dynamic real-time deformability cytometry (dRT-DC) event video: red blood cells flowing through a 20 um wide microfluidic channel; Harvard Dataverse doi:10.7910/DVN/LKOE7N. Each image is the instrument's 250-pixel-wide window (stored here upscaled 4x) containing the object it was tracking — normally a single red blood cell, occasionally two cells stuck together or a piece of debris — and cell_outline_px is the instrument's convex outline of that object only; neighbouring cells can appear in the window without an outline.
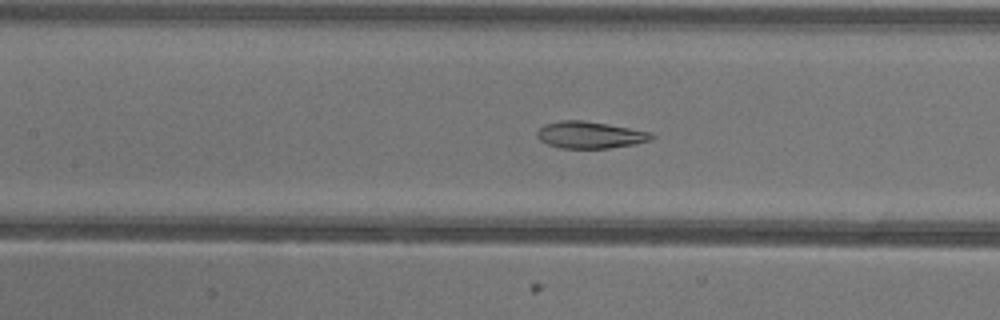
{"species": "common noctule bat (a hibernating species)", "species_latin": "Nyctalus noctula", "temperature_condition": "warm", "stored_images_in_passage": 52, "camera_frame_rate_fps": 3000, "um_per_image_px": 0.085, "animal": {"sex": "female"}, "frame": {"image": 1, "passage_image": 23, "time_ms": 7.333, "image_size_px": [1000, 320], "cell_outline_px": [[656, 136], [652, 140], [636, 144], [608, 148], [560, 148], [548, 144], [540, 140], [536, 136], [536, 132], [544, 124], [560, 120], [584, 120], [608, 124], [652, 132]], "centroid_in_image_um": [50.17, 11.46], "position_along_channel_um": 157.2, "area_um2": 18.09}}
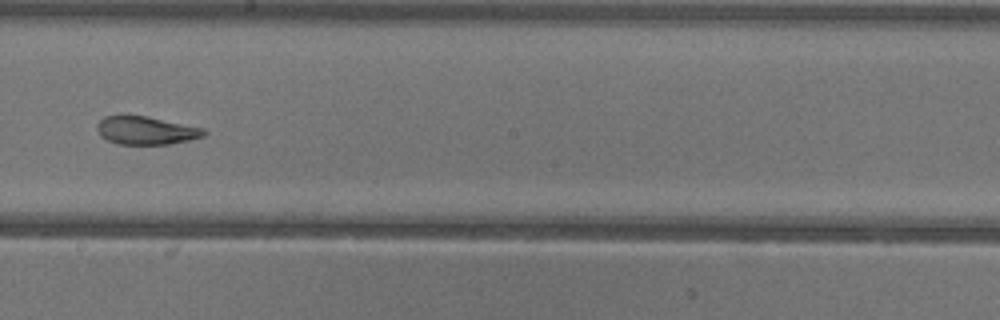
{"frame": {"image": 2, "passage_image": 29, "time_ms": 9.333, "image_size_px": [1000, 320], "cell_outline_px": [[208, 132], [204, 136], [188, 140], [168, 144], [120, 144], [108, 140], [100, 136], [96, 128], [96, 124], [104, 116], [120, 112], [124, 112], [148, 116], [204, 128]], "centroid_in_image_um": [12.35, 11.03], "position_along_channel_um": 235.9, "area_um2": 18.15}}
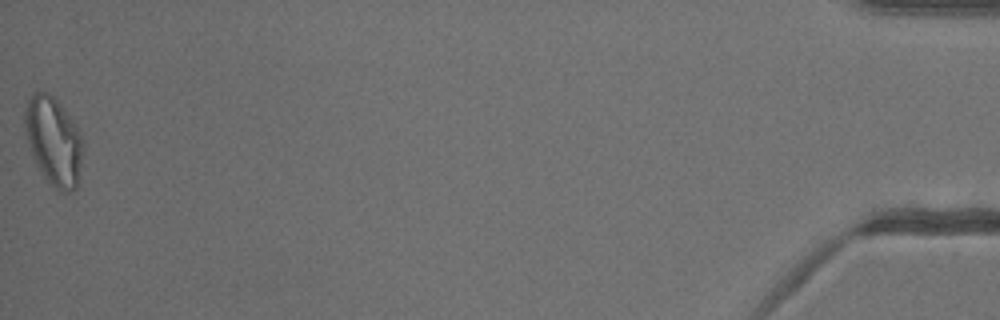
{"frame": {"image": 3, "passage_image": 52, "time_ms": 17.0, "image_size_px": [1000, 320], "cell_outline_px": [[84, 144], [76, 188], [72, 192], [60, 192], [44, 176], [36, 164], [24, 132], [24, 112], [28, 100], [36, 92], [48, 92], [64, 108], [80, 132], [84, 140]], "centroid_in_image_um": [4.56, 11.99], "position_along_channel_um": 430.6, "area_um2": 29.71}, "authors_computed_cell_mechanics": {"area_um2": 21.9062, "velocity_mm_per_s": 3.9503, "shape_relaxation_time_tau1_ms": 9.5093, "shape_relaxation_time_tau2_ms": 1.8105, "deformation_change_tau1": 0.2334, "deformation_change_tau2": 0.0776}}